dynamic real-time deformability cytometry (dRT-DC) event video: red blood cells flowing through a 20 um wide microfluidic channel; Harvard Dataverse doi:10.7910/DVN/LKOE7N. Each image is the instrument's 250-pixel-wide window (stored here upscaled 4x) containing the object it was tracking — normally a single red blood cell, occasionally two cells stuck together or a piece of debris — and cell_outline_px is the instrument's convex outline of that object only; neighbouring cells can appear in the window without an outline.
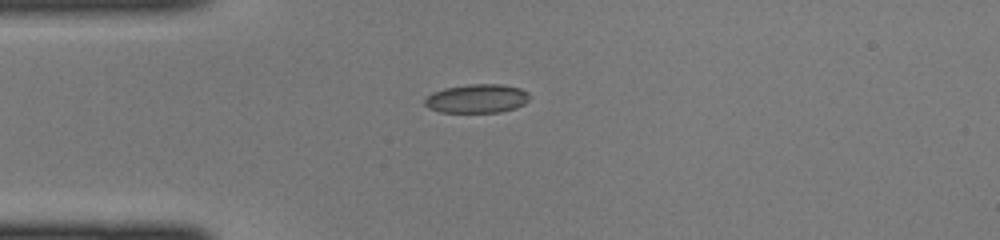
{"species": "common noctule bat (a hibernating species)", "species_latin": "Nyctalus noctula", "temperature_condition": "cold", "stored_images_in_passage": 34, "camera_frame_rate_fps": 3000, "um_per_image_px": 0.085, "animal": {"sex": "female", "body_mass_g": 22.0, "forearm_length_mm": 56.7}, "frame": {"image": 1, "passage_image": 1, "time_ms": 0.0, "image_size_px": [1000, 240], "cell_outline_px": [[528, 100], [524, 104], [516, 108], [500, 112], [440, 112], [428, 108], [424, 104], [424, 100], [432, 92], [444, 88], [472, 84], [500, 84], [520, 88], [528, 92]], "centroid_in_image_um": [40.53, 8.38], "position_along_channel_um": 44.5, "area_um2": 17.57}}
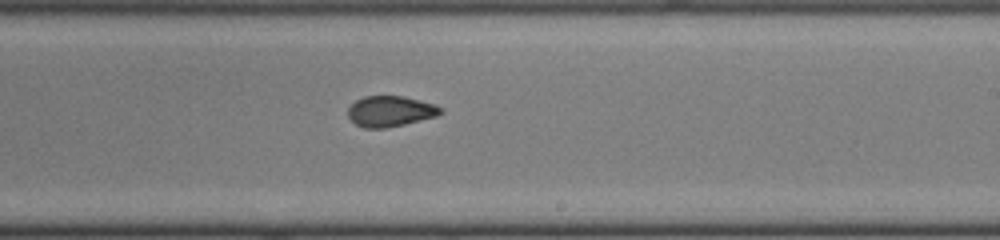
{"frame": {"image": 2, "passage_image": 16, "time_ms": 5.0, "image_size_px": [1000, 240], "cell_outline_px": [[444, 112], [436, 116], [404, 124], [384, 128], [364, 128], [356, 124], [348, 116], [348, 108], [356, 100], [364, 96], [404, 96], [436, 104], [444, 108]], "centroid_in_image_um": [33.21, 9.45], "position_along_channel_um": 255.8, "area_um2": 16.59}}
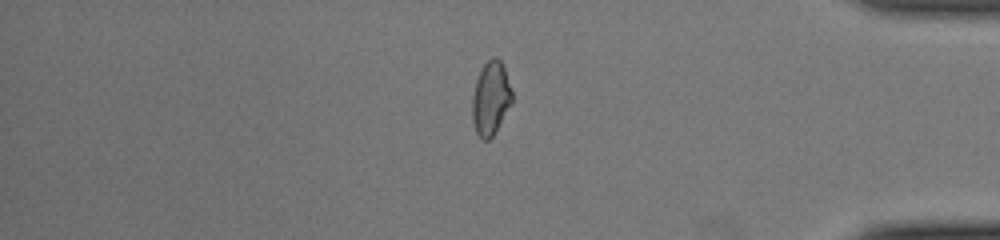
{"frame": {"image": 3, "passage_image": 27, "time_ms": 8.667, "image_size_px": [1000, 240], "cell_outline_px": [[512, 104], [492, 136], [488, 140], [484, 140], [476, 132], [472, 120], [472, 96], [476, 80], [480, 68], [492, 56], [496, 56], [500, 60], [504, 68], [512, 92]], "centroid_in_image_um": [41.7, 8.33], "position_along_channel_um": 393.5, "area_um2": 17.05}}